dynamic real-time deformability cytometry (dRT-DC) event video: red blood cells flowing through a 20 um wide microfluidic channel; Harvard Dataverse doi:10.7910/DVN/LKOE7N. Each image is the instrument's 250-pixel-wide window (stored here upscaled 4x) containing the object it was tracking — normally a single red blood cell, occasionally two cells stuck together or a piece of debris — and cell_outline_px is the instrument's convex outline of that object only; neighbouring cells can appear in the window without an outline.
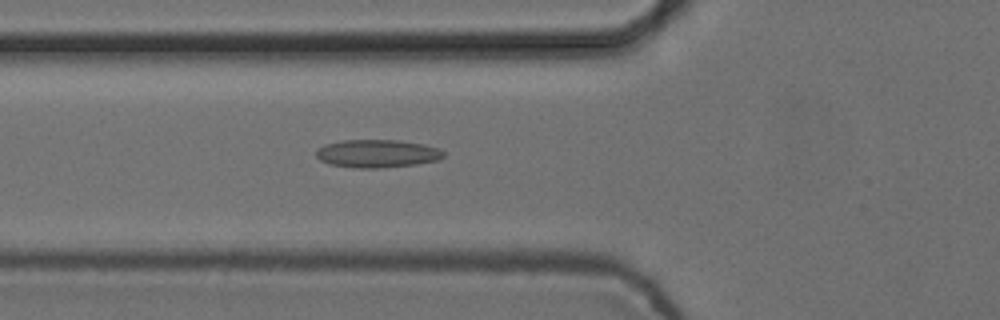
{"species": "common noctule bat (a hibernating species)", "species_latin": "Nyctalus noctula", "temperature_condition": "cold", "stored_images_in_passage": 6, "camera_frame_rate_fps": 3000, "um_per_image_px": 0.085, "animal": {"sex": "female", "body_mass_g": 24.6, "forearm_length_mm": 56.2}, "frame": {"image": 1, "passage_image": 6, "time_ms": 1.667, "image_size_px": [1000, 320], "cell_outline_px": [[444, 156], [440, 160], [416, 164], [380, 168], [356, 168], [328, 164], [320, 160], [316, 156], [316, 152], [324, 144], [344, 140], [396, 140], [424, 144], [440, 148], [444, 152]], "centroid_in_image_um": [32.08, 13.05], "position_along_channel_um": 93.7, "area_um2": 20.87}}